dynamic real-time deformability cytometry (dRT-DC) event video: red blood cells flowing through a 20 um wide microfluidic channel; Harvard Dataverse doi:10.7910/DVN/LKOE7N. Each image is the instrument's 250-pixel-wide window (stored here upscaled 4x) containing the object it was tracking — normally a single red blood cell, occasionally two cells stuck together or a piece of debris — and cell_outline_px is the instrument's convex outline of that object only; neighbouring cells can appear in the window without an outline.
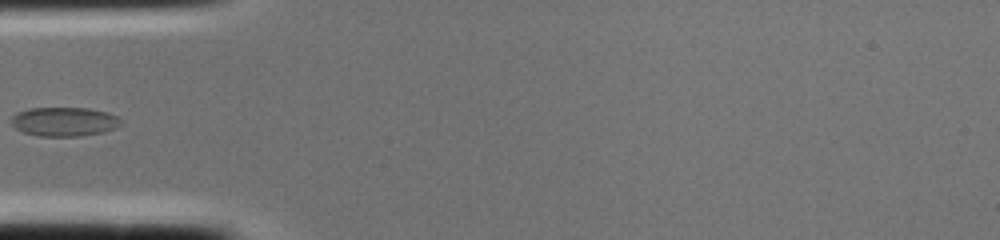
{"species": "common noctule bat (a hibernating species)", "species_latin": "Nyctalus noctula", "temperature_condition": "cold", "stored_images_in_passage": 2, "camera_frame_rate_fps": 3000, "um_per_image_px": 0.085, "animal": {"sex": "female", "body_mass_g": 22.0, "forearm_length_mm": 56.7}, "frame": {"image": 1, "passage_image": 2, "time_ms": 0.333, "image_size_px": [1000, 240], "cell_outline_px": [[120, 124], [116, 128], [104, 132], [80, 136], [40, 136], [24, 132], [16, 128], [12, 124], [12, 116], [16, 112], [32, 108], [88, 108], [108, 112], [116, 116], [120, 120]], "centroid_in_image_um": [5.47, 10.34], "position_along_channel_um": 79.5, "area_um2": 18.5}}